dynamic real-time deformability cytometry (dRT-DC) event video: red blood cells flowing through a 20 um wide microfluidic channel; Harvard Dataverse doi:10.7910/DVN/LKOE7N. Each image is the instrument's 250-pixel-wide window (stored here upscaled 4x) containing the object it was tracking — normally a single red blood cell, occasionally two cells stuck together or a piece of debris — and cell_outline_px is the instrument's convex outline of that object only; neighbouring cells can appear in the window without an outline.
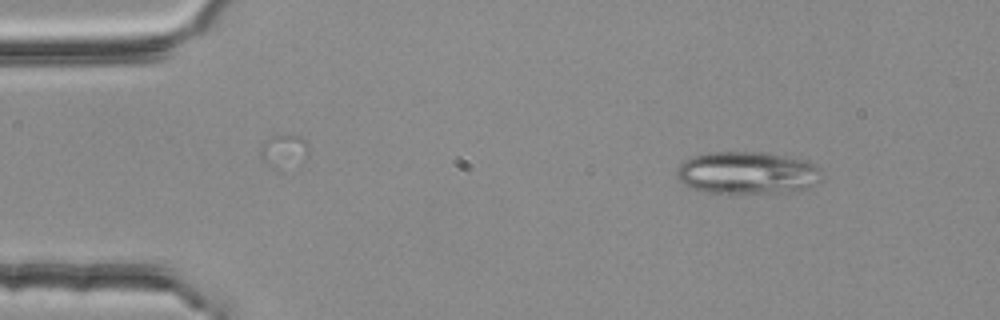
{"species": "common noctule bat (a hibernating species)", "species_latin": "Nyctalus noctula", "temperature_condition": "room temperature", "stored_images_in_passage": 49, "segment_of_instrument_passage": [1, 3], "camera_frame_rate_fps": 3000, "um_per_image_px": 0.085, "animal": {"sex": "female", "body_mass_g": 25.1}, "frame": {"image": 1, "passage_image": 1, "time_ms": 0.0, "image_size_px": [1000, 320], "cell_outline_px": [[820, 180], [808, 188], [788, 192], [732, 196], [728, 196], [704, 192], [688, 188], [676, 176], [676, 172], [680, 164], [684, 160], [692, 156], [708, 152], [760, 152], [784, 156], [804, 160], [820, 168]], "centroid_in_image_um": [63.45, 14.75], "position_along_channel_um": 21.6, "area_um2": 36.88}}